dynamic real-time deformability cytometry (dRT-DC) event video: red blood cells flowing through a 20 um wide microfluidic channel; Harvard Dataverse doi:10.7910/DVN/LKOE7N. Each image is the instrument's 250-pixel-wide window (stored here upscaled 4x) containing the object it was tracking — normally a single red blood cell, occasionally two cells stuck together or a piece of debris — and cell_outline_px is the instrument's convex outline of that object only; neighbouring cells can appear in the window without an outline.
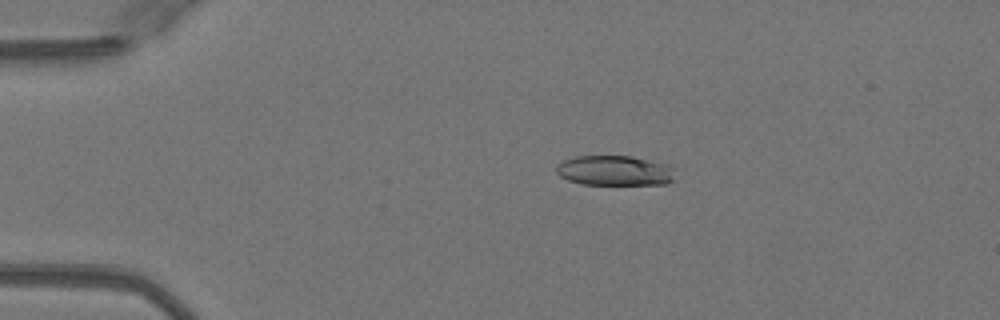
{"species": "Egyptian fruit bat (a non-hibernating species)", "species_latin": "Rousettus aegyptiacus", "temperature_condition": "warm", "stored_images_in_passage": 50, "camera_frame_rate_fps": 3000, "um_per_image_px": 0.085, "animal": {"sex": "female"}, "frame": {"image": 1, "passage_image": 10, "time_ms": 3.0, "image_size_px": [1000, 320], "cell_outline_px": [[672, 180], [668, 184], [580, 184], [568, 180], [560, 176], [556, 172], [556, 168], [564, 160], [576, 156], [632, 156], [668, 164]], "centroid_in_image_um": [52.2, 14.5], "position_along_channel_um": 32.8, "area_um2": 20.46}}
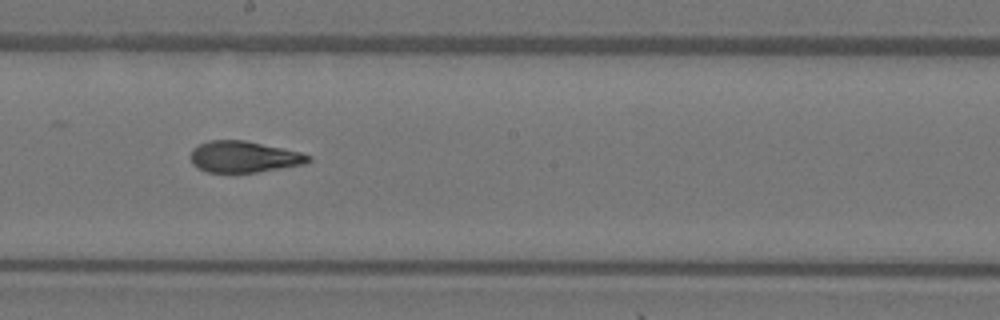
{"frame": {"image": 2, "passage_image": 28, "time_ms": 9.0, "image_size_px": [1000, 320], "cell_outline_px": [[312, 160], [304, 164], [256, 172], [208, 172], [192, 164], [192, 148], [208, 140], [244, 140], [300, 152], [312, 156]], "centroid_in_image_um": [20.74, 13.32], "position_along_channel_um": 227.5, "area_um2": 21.21}}
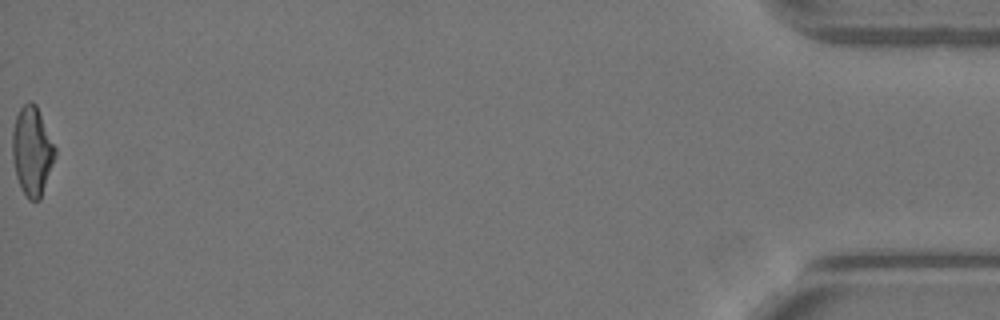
{"frame": {"image": 3, "passage_image": 50, "time_ms": 16.333, "image_size_px": [1000, 320], "cell_outline_px": [[56, 156], [40, 200], [28, 200], [16, 176], [12, 156], [12, 132], [16, 116], [20, 108], [28, 100], [32, 100], [36, 104], [56, 148]], "centroid_in_image_um": [2.73, 12.81], "position_along_channel_um": 432.5, "area_um2": 22.14}, "authors_computed_cell_mechanics": {"area_um2": 22.0218, "velocity_mm_per_s": 4.1119, "shape_relaxation_time_tau1_ms": 9.2589, "shape_relaxation_time_tau2_ms": 1.8936, "deformation_change_tau1": 0.2984, "deformation_change_tau2": 0.1024}}